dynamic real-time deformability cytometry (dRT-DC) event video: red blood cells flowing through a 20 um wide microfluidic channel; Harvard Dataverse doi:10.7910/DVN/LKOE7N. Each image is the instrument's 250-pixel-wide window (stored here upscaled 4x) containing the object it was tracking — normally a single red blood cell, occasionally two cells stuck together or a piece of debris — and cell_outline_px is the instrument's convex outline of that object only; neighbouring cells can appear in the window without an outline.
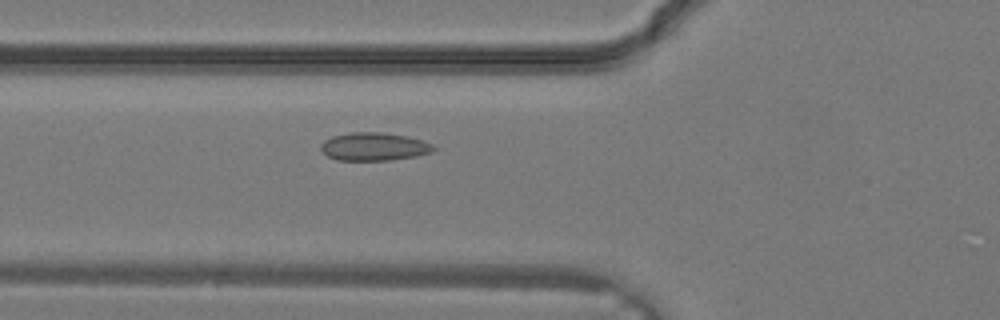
{"species": "common noctule bat (a hibernating species)", "species_latin": "Nyctalus noctula", "temperature_condition": "warm", "stored_images_in_passage": 13, "camera_frame_rate_fps": 3000, "um_per_image_px": 0.085, "animal": {"sex": "male", "body_mass_g": 19.2, "forearm_length_mm": 51.8}, "frame": {"image": 1, "passage_image": 3, "time_ms": 0.667, "image_size_px": [1000, 320], "cell_outline_px": [[436, 148], [432, 152], [416, 156], [388, 160], [336, 160], [328, 156], [320, 148], [320, 144], [324, 140], [332, 136], [348, 132], [380, 132], [408, 136], [432, 144]], "centroid_in_image_um": [31.77, 12.45], "position_along_channel_um": 94.0, "area_um2": 18.44}}
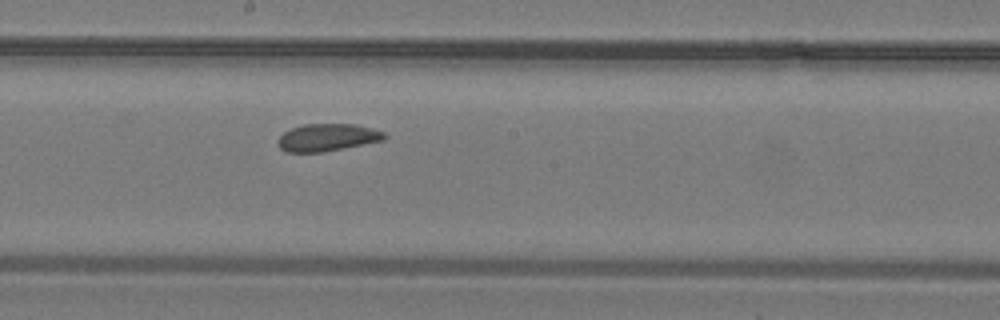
{"frame": {"image": 2, "passage_image": 9, "time_ms": 2.667, "image_size_px": [1000, 320], "cell_outline_px": [[388, 136], [384, 140], [324, 152], [284, 152], [276, 144], [276, 140], [284, 132], [292, 128], [304, 124], [356, 124], [372, 128], [384, 132]], "centroid_in_image_um": [27.81, 11.69], "position_along_channel_um": 220.4, "area_um2": 17.17}}
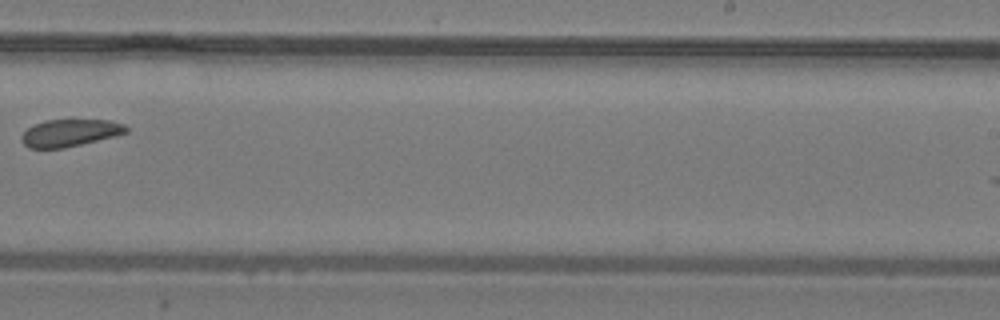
{"frame": {"image": 3, "passage_image": 12, "time_ms": 3.667, "image_size_px": [1000, 320], "cell_outline_px": [[128, 132], [64, 148], [28, 148], [20, 140], [20, 136], [32, 124], [44, 120], [108, 120], [124, 124], [128, 128]], "centroid_in_image_um": [5.88, 11.28], "position_along_channel_um": 283.1, "area_um2": 16.47}}